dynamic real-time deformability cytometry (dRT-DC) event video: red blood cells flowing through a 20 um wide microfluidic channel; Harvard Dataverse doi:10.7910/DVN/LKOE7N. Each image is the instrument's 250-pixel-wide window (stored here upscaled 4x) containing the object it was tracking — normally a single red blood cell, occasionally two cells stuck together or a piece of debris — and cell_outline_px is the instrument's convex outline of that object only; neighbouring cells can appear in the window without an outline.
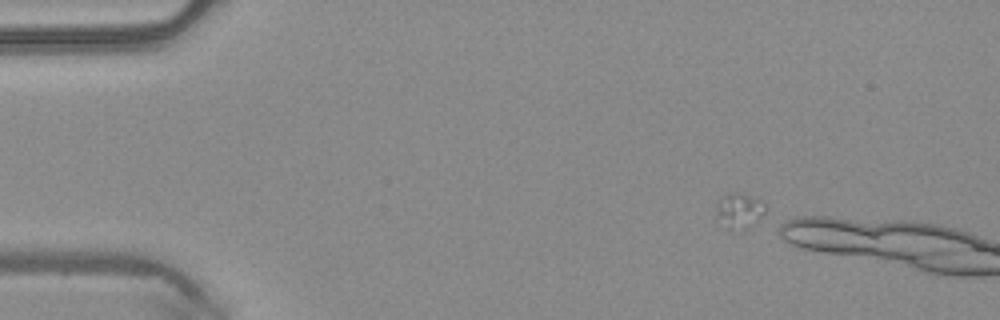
{"species": "common noctule bat (a hibernating species)", "species_latin": "Nyctalus noctula", "temperature_condition": "warm", "stored_images_in_passage": 6, "camera_frame_rate_fps": 3000, "um_per_image_px": 0.085, "animal": {"sex": "male", "body_mass_g": 20.4}, "frame": {"image": 1, "passage_image": 1, "time_ms": 0.0, "image_size_px": [1000, 320], "cell_outline_px": [[764, 212], [748, 228], [740, 232], [724, 228], [716, 208], [716, 200], [732, 192], [740, 192], [764, 200]], "centroid_in_image_um": [62.83, 17.9], "position_along_channel_um": 22.2, "area_um2": 10.17}}